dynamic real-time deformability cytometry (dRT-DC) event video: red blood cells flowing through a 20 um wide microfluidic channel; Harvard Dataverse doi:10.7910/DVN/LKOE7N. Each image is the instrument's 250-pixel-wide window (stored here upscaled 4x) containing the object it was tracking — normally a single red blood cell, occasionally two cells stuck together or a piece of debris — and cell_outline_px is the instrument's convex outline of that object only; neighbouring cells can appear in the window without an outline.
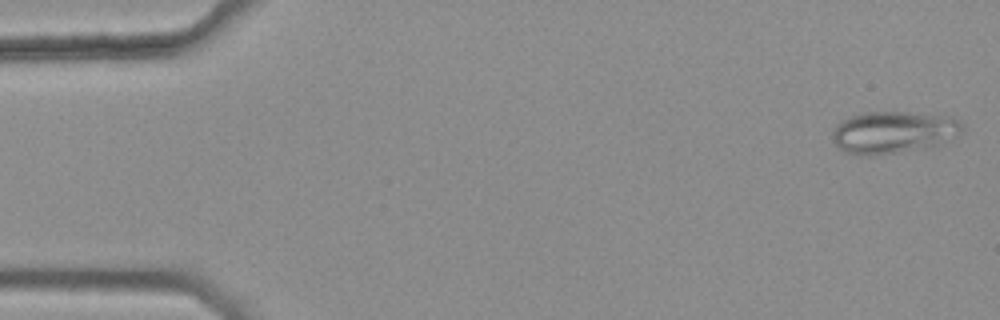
{"species": "common noctule bat (a hibernating species)", "species_latin": "Nyctalus noctula", "temperature_condition": "warm", "stored_images_in_passage": 4, "camera_frame_rate_fps": 3000, "um_per_image_px": 0.085, "animal": {"sex": "female", "body_mass_g": 25.1}, "frame": {"image": 1, "passage_image": 1, "time_ms": 0.0, "image_size_px": [1000, 320], "cell_outline_px": [[964, 132], [936, 148], [876, 156], [856, 156], [844, 152], [832, 140], [832, 128], [840, 120], [864, 112], [908, 112], [952, 116], [964, 124]], "centroid_in_image_um": [75.99, 11.28], "position_along_channel_um": 9.0, "area_um2": 33.23}}